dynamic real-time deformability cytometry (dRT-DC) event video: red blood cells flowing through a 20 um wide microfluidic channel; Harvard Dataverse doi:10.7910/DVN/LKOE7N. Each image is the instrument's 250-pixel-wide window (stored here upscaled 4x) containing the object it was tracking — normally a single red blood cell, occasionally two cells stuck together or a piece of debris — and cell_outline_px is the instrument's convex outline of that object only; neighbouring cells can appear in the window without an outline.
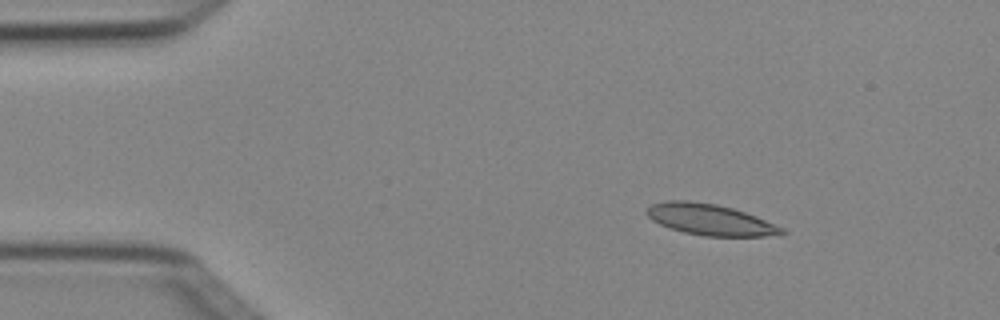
{"species": "Egyptian fruit bat (a non-hibernating species)", "species_latin": "Rousettus aegyptiacus", "temperature_condition": "cold", "stored_images_in_passage": 3, "camera_frame_rate_fps": 3000, "um_per_image_px": 0.085, "animal": {"sex": "female"}, "frame": {"image": 1, "passage_image": 1, "time_ms": 0.0, "image_size_px": [1000, 320], "cell_outline_px": [[788, 232], [780, 236], [704, 236], [684, 232], [668, 228], [652, 220], [644, 212], [652, 204], [668, 200], [688, 200], [716, 204], [732, 208], [756, 216], [784, 228]], "centroid_in_image_um": [60.38, 18.67], "position_along_channel_um": 24.6, "area_um2": 24.62}}
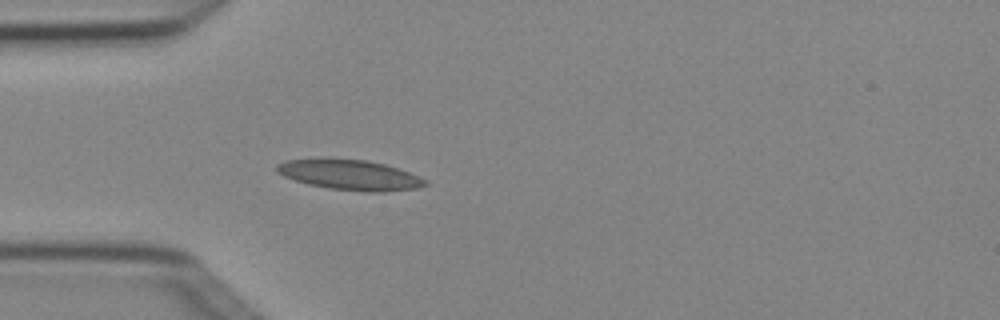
{"frame": {"image": 2, "passage_image": 3, "time_ms": 0.667, "image_size_px": [1000, 320], "cell_outline_px": [[428, 184], [416, 188], [384, 192], [364, 192], [328, 188], [308, 184], [284, 176], [276, 172], [276, 164], [288, 160], [320, 156], [368, 160], [384, 164], [408, 172], [428, 180]], "centroid_in_image_um": [29.69, 14.83], "position_along_channel_um": 55.3, "area_um2": 26.7}}